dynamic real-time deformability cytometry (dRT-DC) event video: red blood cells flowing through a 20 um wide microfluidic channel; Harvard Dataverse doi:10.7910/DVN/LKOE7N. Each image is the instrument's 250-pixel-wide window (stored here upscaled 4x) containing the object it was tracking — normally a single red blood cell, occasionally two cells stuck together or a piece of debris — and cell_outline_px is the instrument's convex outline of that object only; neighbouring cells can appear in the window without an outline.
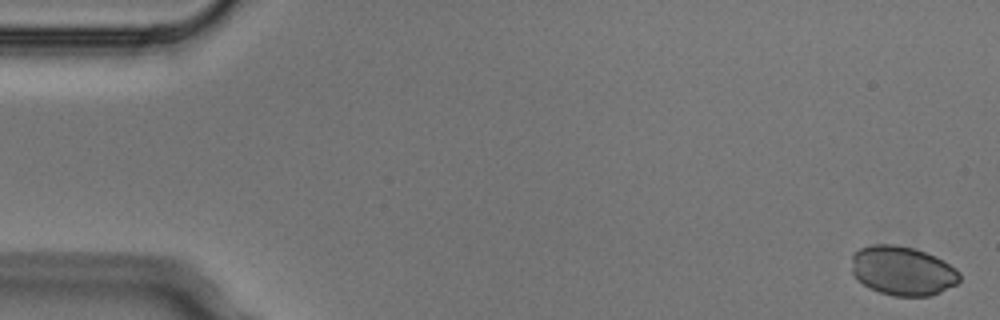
{"species": "Egyptian fruit bat (a non-hibernating species)", "species_latin": "Rousettus aegyptiacus", "temperature_condition": "cold", "stored_images_in_passage": 4, "camera_frame_rate_fps": 3000, "um_per_image_px": 0.085, "animal": {"sex": "male"}, "frame": {"image": 1, "passage_image": 1, "time_ms": 0.0, "image_size_px": [1000, 320], "cell_outline_px": [[960, 280], [956, 284], [932, 296], [892, 296], [868, 288], [856, 280], [852, 272], [852, 252], [860, 248], [872, 244], [896, 244], [912, 248], [936, 256], [944, 260], [956, 268], [960, 272]], "centroid_in_image_um": [76.7, 23.02], "position_along_channel_um": 8.3, "area_um2": 31.39}}